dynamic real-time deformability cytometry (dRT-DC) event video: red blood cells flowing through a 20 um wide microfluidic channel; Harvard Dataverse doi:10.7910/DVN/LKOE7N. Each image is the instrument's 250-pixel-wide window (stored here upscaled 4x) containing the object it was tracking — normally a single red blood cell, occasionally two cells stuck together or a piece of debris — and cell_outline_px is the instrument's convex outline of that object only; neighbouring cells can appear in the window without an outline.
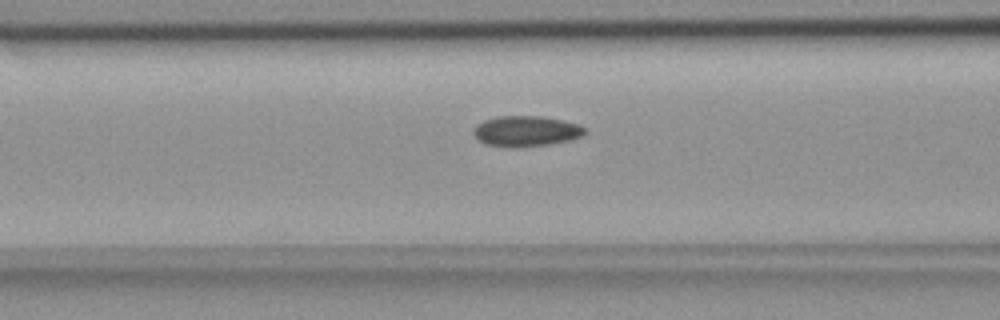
{"species": "common noctule bat (a hibernating species)", "species_latin": "Nyctalus noctula", "temperature_condition": "room temperature", "stored_images_in_passage": 43, "camera_frame_rate_fps": 3000, "um_per_image_px": 0.085, "animal": {"sex": "female", "body_mass_g": 18.4}, "frame": {"image": 1, "passage_image": 10, "time_ms": 3.0, "image_size_px": [1000, 320], "cell_outline_px": [[588, 132], [584, 136], [572, 140], [552, 144], [520, 148], [508, 148], [484, 144], [472, 132], [476, 124], [484, 120], [496, 116], [544, 116], [580, 124]], "centroid_in_image_um": [44.75, 11.16], "position_along_channel_um": 121.9, "area_um2": 20.4}}
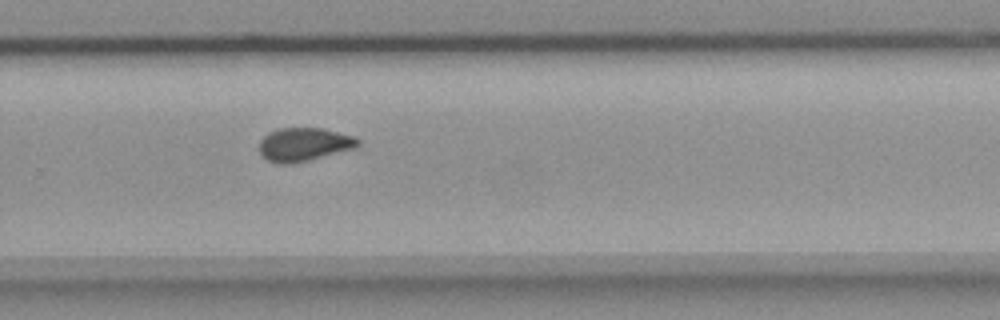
{"frame": {"image": 2, "passage_image": 25, "time_ms": 8.0, "image_size_px": [1000, 320], "cell_outline_px": [[360, 144], [356, 148], [292, 164], [276, 164], [268, 160], [260, 152], [260, 140], [268, 132], [280, 128], [324, 128], [352, 136], [360, 140]], "centroid_in_image_um": [25.84, 12.27], "position_along_channel_um": 304.0, "area_um2": 19.19}}
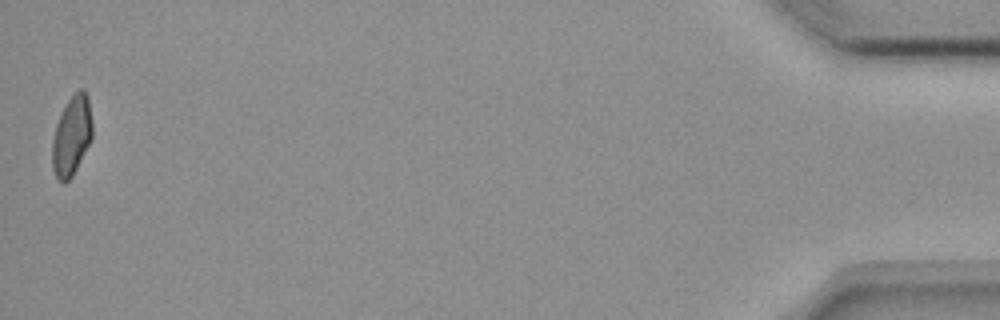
{"frame": {"image": 3, "passage_image": 43, "time_ms": 14.0, "image_size_px": [1000, 320], "cell_outline_px": [[92, 136], [72, 176], [64, 184], [60, 184], [56, 180], [52, 168], [52, 140], [56, 124], [68, 100], [80, 88], [84, 88], [88, 96], [92, 124]], "centroid_in_image_um": [6.07, 11.57], "position_along_channel_um": 429.1, "area_um2": 18.5}, "authors_computed_cell_mechanics": {"area_um2": 19.2474, "velocity_mm_per_s": 3.65, "shape_relaxation_time_tau1_ms": 9.6757, "shape_relaxation_time_tau2_ms": 2.7601, "deformation_change_tau1": 0.1562, "deformation_change_tau2": 0.0832}}